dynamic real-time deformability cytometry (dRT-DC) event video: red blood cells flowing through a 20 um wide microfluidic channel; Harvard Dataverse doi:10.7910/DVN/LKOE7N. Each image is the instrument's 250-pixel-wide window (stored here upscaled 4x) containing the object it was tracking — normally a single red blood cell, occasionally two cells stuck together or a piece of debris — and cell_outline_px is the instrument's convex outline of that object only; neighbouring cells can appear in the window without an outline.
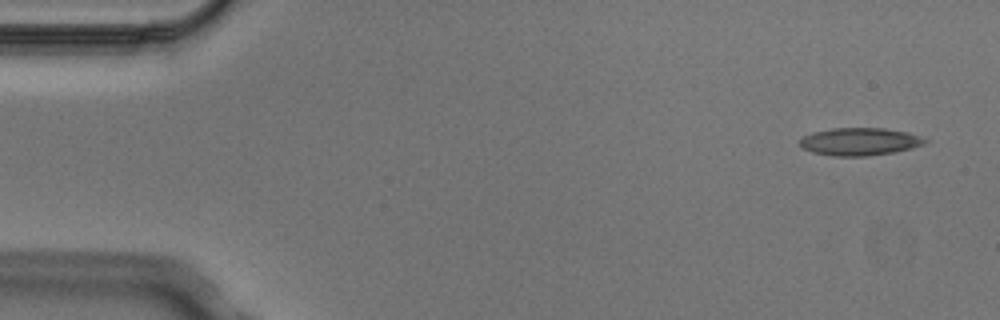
{"species": "Egyptian fruit bat (a non-hibernating species)", "species_latin": "Rousettus aegyptiacus", "temperature_condition": "cold", "stored_images_in_passage": 6, "segment_of_instrument_passage": [2, 2], "camera_frame_rate_fps": 3000, "um_per_image_px": 0.085, "animal": {"sex": "male"}, "frame": {"image": 1, "passage_image": 6, "time_ms": 1.667, "image_size_px": [1000, 320], "cell_outline_px": [[928, 140], [924, 144], [912, 148], [896, 152], [868, 156], [832, 156], [812, 152], [804, 148], [800, 144], [800, 140], [804, 136], [812, 132], [832, 128], [884, 128], [908, 132], [920, 136]], "centroid_in_image_um": [73.09, 12.04], "position_along_channel_um": 11.9, "area_um2": 20.23}}